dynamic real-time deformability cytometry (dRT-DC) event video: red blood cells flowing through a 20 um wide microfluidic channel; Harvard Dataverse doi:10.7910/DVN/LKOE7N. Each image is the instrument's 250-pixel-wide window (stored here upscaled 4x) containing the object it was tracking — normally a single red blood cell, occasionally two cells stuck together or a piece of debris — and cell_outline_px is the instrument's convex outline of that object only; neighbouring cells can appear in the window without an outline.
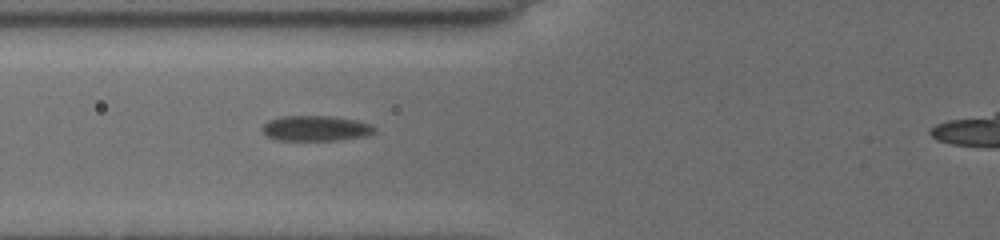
{"species": "common noctule bat (a hibernating species)", "species_latin": "Nyctalus noctula", "temperature_condition": "cold", "stored_images_in_passage": 4, "camera_frame_rate_fps": 3000, "um_per_image_px": 0.085, "animal": {"sex": "female", "body_mass_g": 19.5, "forearm_length_mm": 54.1}, "frame": {"image": 1, "passage_image": 4, "time_ms": 2.667, "image_size_px": [1000, 240], "cell_outline_px": [[376, 128], [372, 132], [364, 136], [336, 140], [276, 140], [268, 136], [260, 128], [268, 120], [284, 116], [332, 116], [356, 120], [368, 124]], "centroid_in_image_um": [26.78, 10.9], "position_along_channel_um": 99.0, "area_um2": 16.36}}